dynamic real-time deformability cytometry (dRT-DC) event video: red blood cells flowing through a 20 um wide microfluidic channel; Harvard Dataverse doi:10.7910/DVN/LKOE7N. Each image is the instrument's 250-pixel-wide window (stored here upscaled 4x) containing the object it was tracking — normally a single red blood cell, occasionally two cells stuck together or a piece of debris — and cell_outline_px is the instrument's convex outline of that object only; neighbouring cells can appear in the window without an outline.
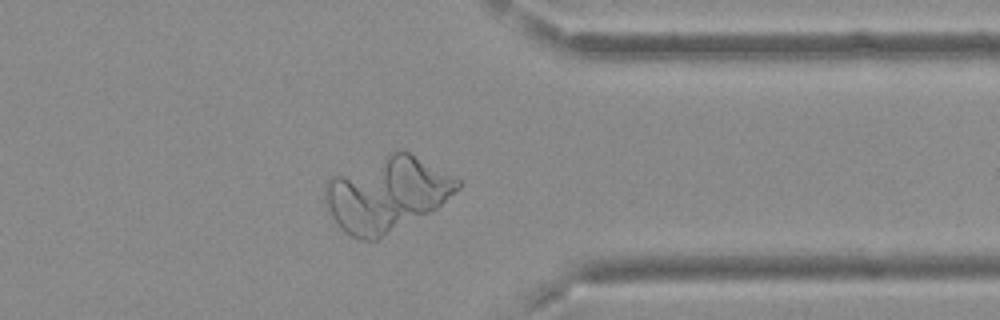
{"species": "Egyptian fruit bat (a non-hibernating species)", "species_latin": "Rousettus aegyptiacus", "temperature_condition": "cold", "stored_images_in_passage": 39, "camera_frame_rate_fps": 3000, "um_per_image_px": 0.085, "frame": {"image": 1, "passage_image": 28, "time_ms": 9.0, "image_size_px": [1000, 320], "cell_outline_px": [[460, 188], [436, 208], [376, 240], [360, 240], [344, 232], [340, 228], [332, 216], [328, 208], [324, 196], [324, 184], [332, 176], [400, 148], [408, 152], [460, 180]], "centroid_in_image_um": [32.84, 16.49], "position_along_channel_um": 378.6, "area_um2": 56.88}}